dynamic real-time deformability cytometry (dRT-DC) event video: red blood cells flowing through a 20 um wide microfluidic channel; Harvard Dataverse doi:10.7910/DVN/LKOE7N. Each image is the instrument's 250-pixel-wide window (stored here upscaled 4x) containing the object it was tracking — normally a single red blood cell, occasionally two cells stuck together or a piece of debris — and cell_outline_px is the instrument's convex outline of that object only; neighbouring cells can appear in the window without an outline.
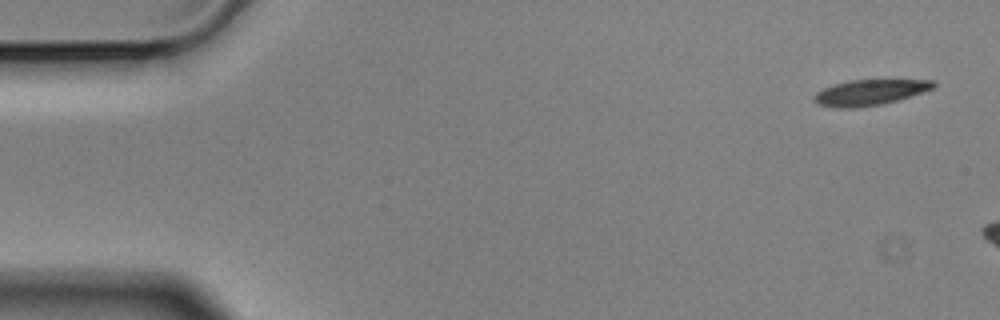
{"species": "Egyptian fruit bat (a non-hibernating species)", "species_latin": "Rousettus aegyptiacus", "temperature_condition": "cold", "stored_images_in_passage": 3, "camera_frame_rate_fps": 3000, "um_per_image_px": 0.085, "animal": {"sex": "male"}, "frame": {"image": 1, "passage_image": 1, "time_ms": 0.0, "image_size_px": [1000, 320], "cell_outline_px": [[936, 84], [932, 88], [896, 100], [880, 104], [852, 108], [832, 108], [816, 104], [812, 100], [812, 96], [816, 92], [832, 84], [848, 80], [932, 80]], "centroid_in_image_um": [73.8, 7.86], "position_along_channel_um": 11.2, "area_um2": 17.69}}